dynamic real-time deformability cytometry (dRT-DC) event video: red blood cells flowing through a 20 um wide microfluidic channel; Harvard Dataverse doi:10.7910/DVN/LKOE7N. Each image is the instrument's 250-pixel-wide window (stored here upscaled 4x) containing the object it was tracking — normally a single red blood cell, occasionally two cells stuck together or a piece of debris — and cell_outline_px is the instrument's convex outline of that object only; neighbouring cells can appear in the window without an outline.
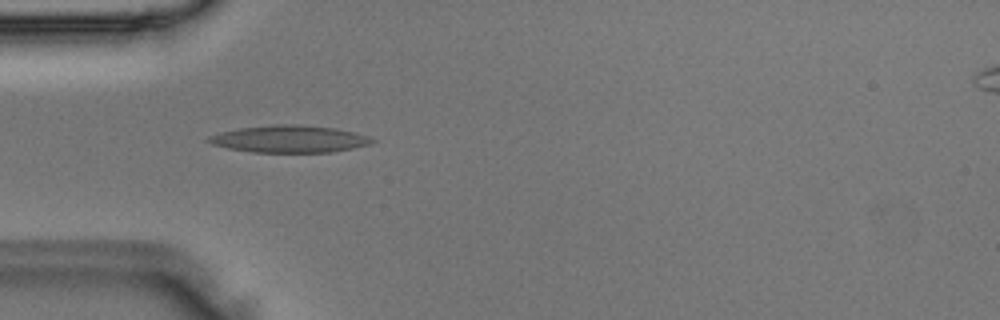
{"species": "Egyptian fruit bat (a non-hibernating species)", "species_latin": "Rousettus aegyptiacus", "temperature_condition": "room temperature", "stored_images_in_passage": 48, "camera_frame_rate_fps": 3000, "um_per_image_px": 0.085, "animal": {"sex": "male"}, "frame": {"image": 1, "passage_image": 14, "time_ms": 4.333, "image_size_px": [1000, 320], "cell_outline_px": [[376, 140], [368, 144], [352, 148], [332, 152], [252, 152], [228, 148], [212, 144], [204, 140], [208, 136], [220, 132], [240, 128], [272, 124], [300, 124], [336, 128], [356, 132], [368, 136]], "centroid_in_image_um": [24.58, 11.8], "position_along_channel_um": 60.4, "area_um2": 25.95}}
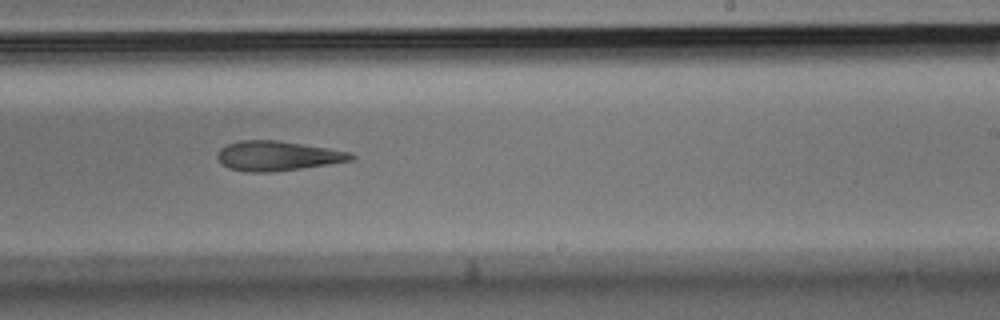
{"frame": {"image": 2, "passage_image": 29, "time_ms": 9.333, "image_size_px": [1000, 320], "cell_outline_px": [[356, 156], [352, 160], [300, 168], [272, 172], [244, 172], [228, 168], [220, 164], [216, 156], [220, 148], [228, 144], [240, 140], [276, 140], [328, 148], [352, 152]], "centroid_in_image_um": [23.54, 13.25], "position_along_channel_um": 265.5, "area_um2": 23.12}}
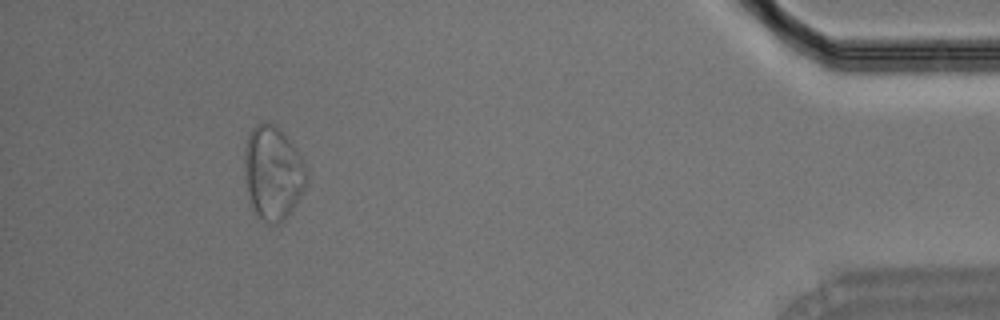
{"frame": {"image": 3, "passage_image": 44, "time_ms": 14.333, "image_size_px": [1000, 320], "cell_outline_px": [[308, 184], [284, 220], [276, 224], [272, 224], [264, 220], [252, 212], [244, 172], [244, 148], [248, 132], [256, 124], [264, 120], [276, 124], [304, 160], [308, 168]], "centroid_in_image_um": [23.19, 14.66], "position_along_channel_um": 412.0, "area_um2": 34.45}}